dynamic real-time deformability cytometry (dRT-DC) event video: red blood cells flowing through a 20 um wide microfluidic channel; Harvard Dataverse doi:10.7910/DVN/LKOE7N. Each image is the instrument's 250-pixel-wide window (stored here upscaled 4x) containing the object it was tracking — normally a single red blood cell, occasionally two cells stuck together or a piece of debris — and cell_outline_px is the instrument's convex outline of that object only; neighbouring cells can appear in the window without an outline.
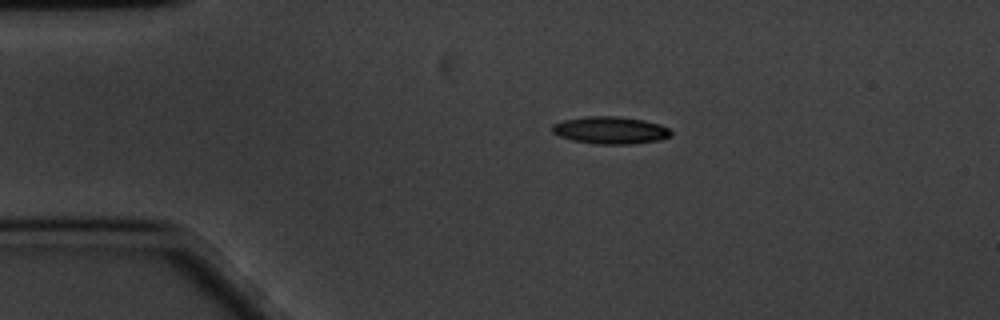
{"species": "common noctule bat (a hibernating species)", "species_latin": "Nyctalus noctula", "temperature_condition": "cold", "stored_images_in_passage": 48, "camera_frame_rate_fps": 3000, "um_per_image_px": 0.085, "animal": {"sex": "male", "body_mass_g": 20.1, "forearm_length_mm": 53.5}, "frame": {"image": 1, "passage_image": 1, "time_ms": 0.0, "image_size_px": [1000, 320], "cell_outline_px": [[672, 136], [660, 140], [628, 144], [596, 144], [572, 140], [560, 136], [552, 132], [552, 124], [564, 120], [588, 116], [620, 116], [644, 120], [660, 124], [668, 128], [672, 132]], "centroid_in_image_um": [51.9, 11.06], "position_along_channel_um": 33.1, "area_um2": 18.96}}
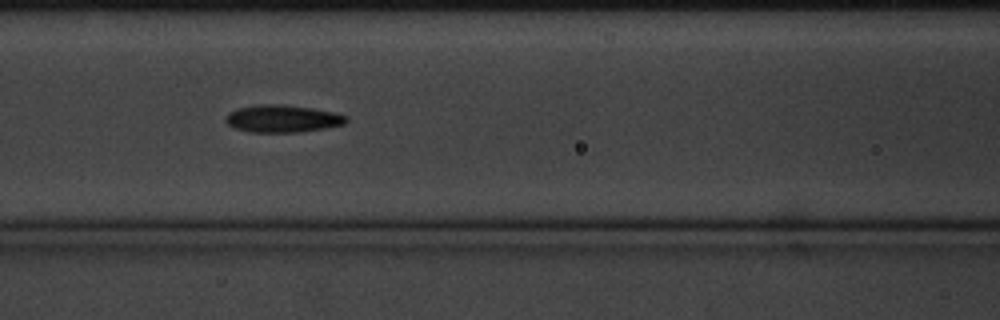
{"frame": {"image": 2, "passage_image": 14, "time_ms": 4.333, "image_size_px": [1000, 320], "cell_outline_px": [[348, 120], [344, 124], [324, 128], [300, 132], [252, 132], [236, 128], [228, 124], [224, 120], [228, 112], [240, 108], [260, 104], [280, 104], [312, 108], [332, 112], [344, 116]], "centroid_in_image_um": [23.98, 10.08], "position_along_channel_um": 142.6, "area_um2": 18.96}}
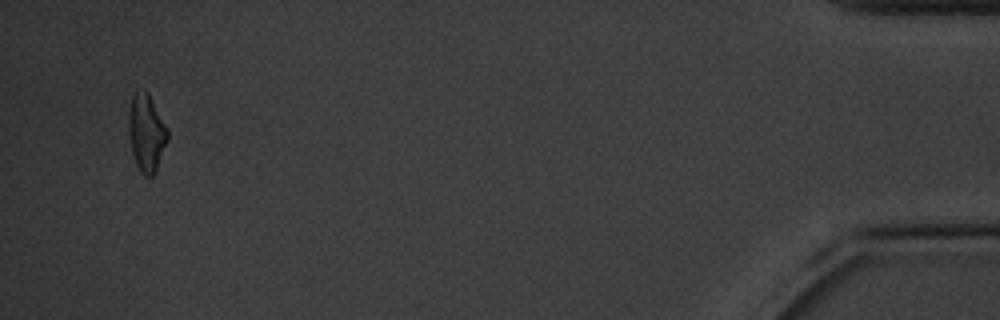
{"frame": {"image": 3, "passage_image": 46, "time_ms": 15.0, "image_size_px": [1000, 320], "cell_outline_px": [[168, 140], [156, 168], [152, 176], [144, 176], [140, 172], [136, 164], [132, 152], [128, 132], [128, 112], [132, 96], [136, 92], [144, 88], [148, 92], [168, 128]], "centroid_in_image_um": [12.43, 11.26], "position_along_channel_um": 422.8, "area_um2": 17.63}, "authors_computed_cell_mechanics": {"area_um2": 18.207, "velocity_mm_per_s": 3.3967, "shape_relaxation_time_tau1_ms": 2.1737, "shape_relaxation_time_tau2_ms": 7.3963, "deformation_change_tau1": 0.1312, "deformation_change_tau2": 0.1542}}